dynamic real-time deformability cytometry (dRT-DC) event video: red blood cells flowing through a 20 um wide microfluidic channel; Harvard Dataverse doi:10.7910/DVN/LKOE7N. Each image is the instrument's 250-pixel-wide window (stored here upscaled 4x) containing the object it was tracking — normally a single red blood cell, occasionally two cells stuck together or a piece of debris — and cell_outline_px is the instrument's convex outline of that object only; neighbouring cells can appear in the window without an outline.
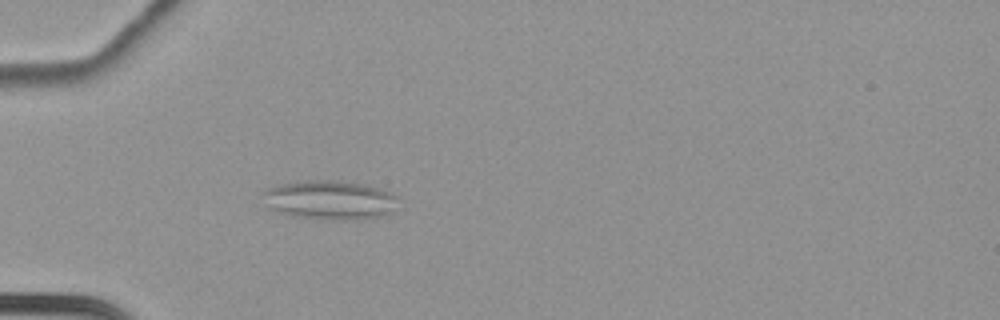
{"species": "common noctule bat (a hibernating species)", "species_latin": "Nyctalus noctula", "temperature_condition": "cold", "stored_images_in_passage": 65, "segment_of_instrument_passage": [1, 2], "camera_frame_rate_fps": 3000, "um_per_image_px": 0.085, "animal": {"sex": "female", "body_mass_g": 22.7, "forearm_length_mm": 54.2}, "frame": {"image": 1, "passage_image": 24, "time_ms": 7.667, "image_size_px": [1000, 320], "cell_outline_px": [[400, 196], [392, 212], [388, 216], [356, 220], [332, 220], [288, 216], [268, 208], [264, 192], [268, 188], [276, 184], [304, 180], [336, 180], [368, 184], [392, 192]], "centroid_in_image_um": [28.1, 17.0], "position_along_channel_um": 56.9, "area_um2": 31.67}}